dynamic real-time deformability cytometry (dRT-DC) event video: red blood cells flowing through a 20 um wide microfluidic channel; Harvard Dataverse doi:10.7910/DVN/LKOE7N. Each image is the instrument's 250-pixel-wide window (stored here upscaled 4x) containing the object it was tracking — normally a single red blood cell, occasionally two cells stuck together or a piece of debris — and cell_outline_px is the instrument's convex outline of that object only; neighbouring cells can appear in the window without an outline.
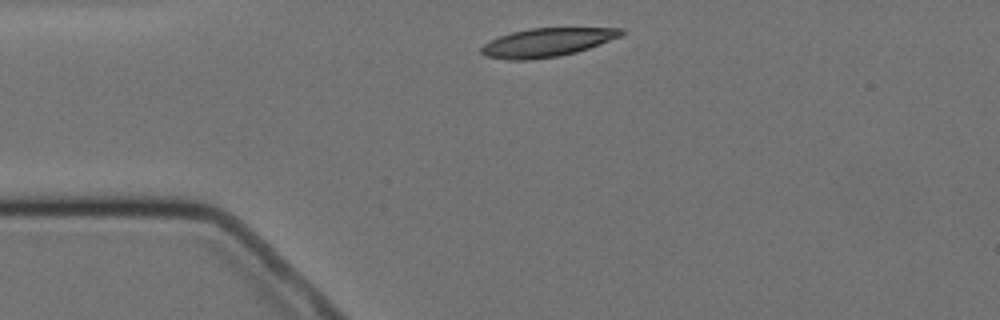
{"species": "Egyptian fruit bat (a non-hibernating species)", "species_latin": "Rousettus aegyptiacus", "temperature_condition": "cold", "stored_images_in_passage": 2, "camera_frame_rate_fps": 3000, "um_per_image_px": 0.085, "animal": {"sex": "female"}, "frame": {"image": 1, "passage_image": 1, "time_ms": 0.0, "image_size_px": [1000, 320], "cell_outline_px": [[624, 32], [620, 36], [588, 48], [576, 52], [560, 56], [528, 60], [508, 60], [488, 56], [480, 52], [480, 48], [484, 44], [500, 36], [512, 32], [532, 28], [624, 28]], "centroid_in_image_um": [46.48, 3.61], "position_along_channel_um": 38.5, "area_um2": 23.0}}